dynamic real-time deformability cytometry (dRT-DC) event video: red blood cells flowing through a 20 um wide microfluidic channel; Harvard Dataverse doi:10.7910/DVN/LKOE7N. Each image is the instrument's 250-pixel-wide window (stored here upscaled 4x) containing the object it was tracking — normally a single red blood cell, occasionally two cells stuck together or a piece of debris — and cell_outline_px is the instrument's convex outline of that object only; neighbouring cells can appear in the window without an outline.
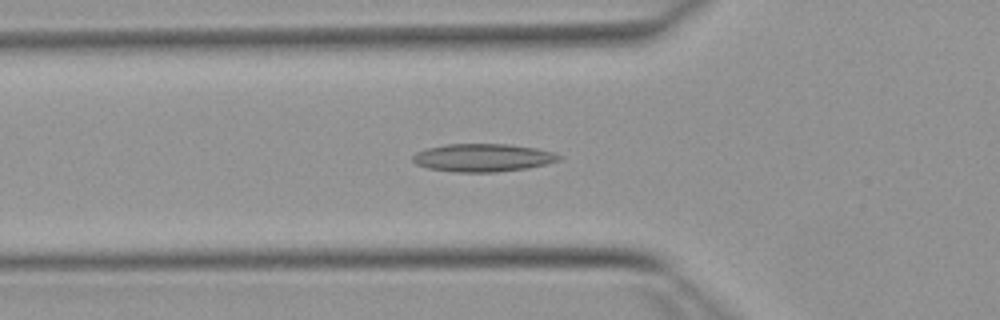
{"species": "Egyptian fruit bat (a non-hibernating species)", "species_latin": "Rousettus aegyptiacus", "temperature_condition": "warm", "stored_images_in_passage": 52, "camera_frame_rate_fps": 3000, "um_per_image_px": 0.085, "animal": {"sex": "female"}, "frame": {"image": 1, "passage_image": 18, "time_ms": 5.667, "image_size_px": [1000, 320], "cell_outline_px": [[560, 160], [528, 168], [496, 172], [456, 172], [428, 168], [416, 164], [412, 160], [412, 156], [416, 152], [428, 148], [448, 144], [508, 144], [536, 148], [552, 152], [560, 156]], "centroid_in_image_um": [41.02, 13.4], "position_along_channel_um": 84.8, "area_um2": 23.64}}
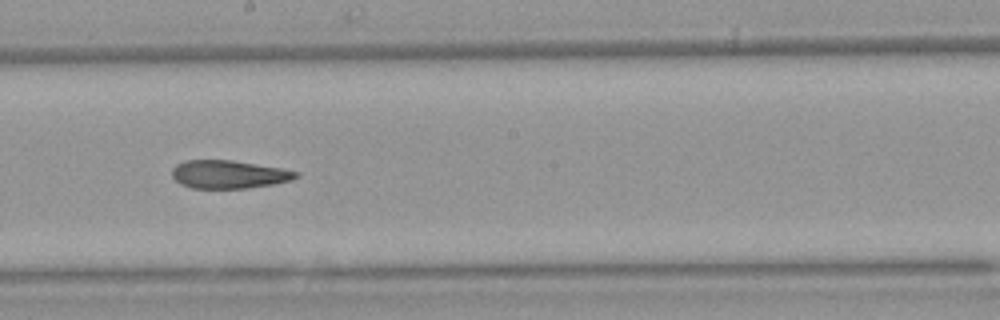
{"frame": {"image": 2, "passage_image": 29, "time_ms": 9.333, "image_size_px": [1000, 320], "cell_outline_px": [[300, 176], [292, 180], [272, 184], [248, 188], [192, 188], [180, 184], [172, 176], [172, 168], [176, 164], [184, 160], [232, 160], [280, 168], [300, 172]], "centroid_in_image_um": [19.44, 14.82], "position_along_channel_um": 228.8, "area_um2": 20.35}}
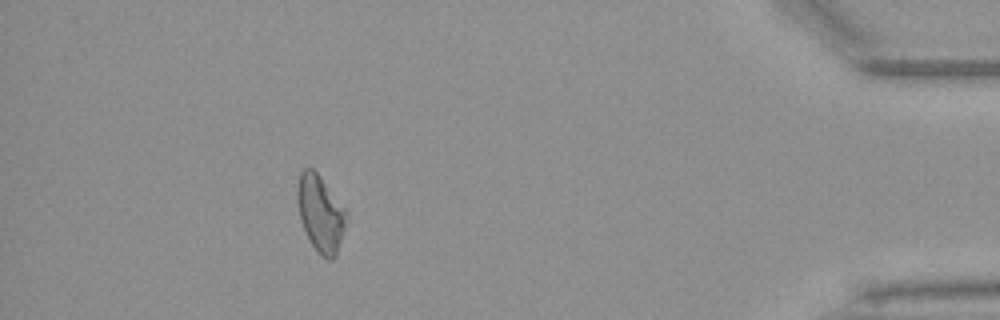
{"frame": {"image": 3, "passage_image": 47, "time_ms": 15.333, "image_size_px": [1000, 320], "cell_outline_px": [[348, 220], [336, 256], [332, 260], [328, 260], [320, 256], [312, 244], [300, 220], [296, 196], [296, 188], [300, 172], [304, 168], [312, 168], [320, 176], [348, 212]], "centroid_in_image_um": [27.25, 18.15], "position_along_channel_um": 407.9, "area_um2": 22.08}, "authors_computed_cell_mechanics": {"area_um2": 21.9062, "velocity_mm_per_s": 3.924, "shape_relaxation_time_tau1_ms": null, "shape_relaxation_time_tau2_ms": 6.2316, "deformation_change_tau1": null, "deformation_change_tau2": 0.1808}}